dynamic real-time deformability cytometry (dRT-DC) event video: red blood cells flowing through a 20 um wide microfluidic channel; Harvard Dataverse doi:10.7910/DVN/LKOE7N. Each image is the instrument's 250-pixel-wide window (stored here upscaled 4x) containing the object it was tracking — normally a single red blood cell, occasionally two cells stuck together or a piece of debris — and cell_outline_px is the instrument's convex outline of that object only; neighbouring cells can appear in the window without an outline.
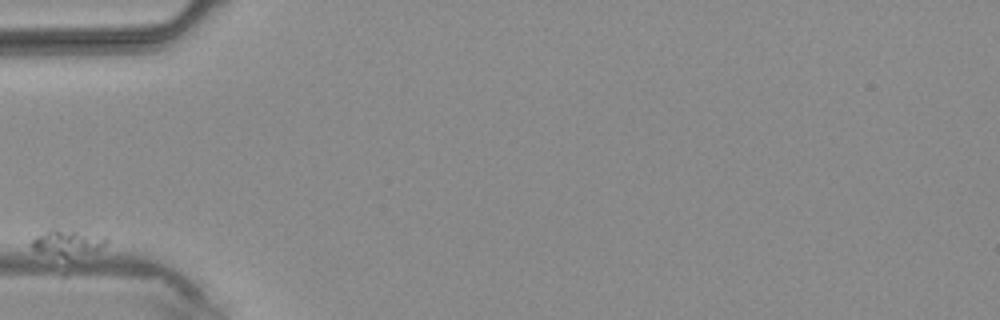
{"species": "common noctule bat (a hibernating species)", "species_latin": "Nyctalus noctula", "temperature_condition": "warm", "stored_images_in_passage": 3, "camera_frame_rate_fps": 3000, "um_per_image_px": 0.085, "animal": {"sex": "male", "body_mass_g": 20.4}, "frame": {"image": 1, "passage_image": 1, "time_ms": 0.0, "image_size_px": [1000, 320], "cell_outline_px": [[108, 240], [100, 248], [92, 252], [68, 256], [64, 256], [40, 252], [32, 248], [32, 240], [36, 236], [52, 228], [56, 228], [108, 236]], "centroid_in_image_um": [5.75, 20.59], "position_along_channel_um": 79.2, "area_um2": 11.04}}
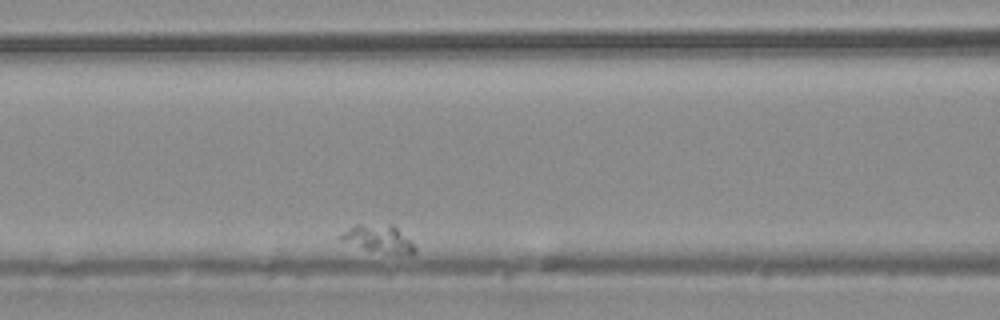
{"frame": {"image": 2, "passage_image": 3, "time_ms": 2.333, "image_size_px": [1000, 320], "cell_outline_px": [[416, 252], [412, 256], [384, 252], [364, 248], [340, 240], [340, 236], [344, 232], [356, 224], [392, 224], [416, 248]], "centroid_in_image_um": [32.21, 20.3], "position_along_channel_um": 134.4, "area_um2": 11.44}}